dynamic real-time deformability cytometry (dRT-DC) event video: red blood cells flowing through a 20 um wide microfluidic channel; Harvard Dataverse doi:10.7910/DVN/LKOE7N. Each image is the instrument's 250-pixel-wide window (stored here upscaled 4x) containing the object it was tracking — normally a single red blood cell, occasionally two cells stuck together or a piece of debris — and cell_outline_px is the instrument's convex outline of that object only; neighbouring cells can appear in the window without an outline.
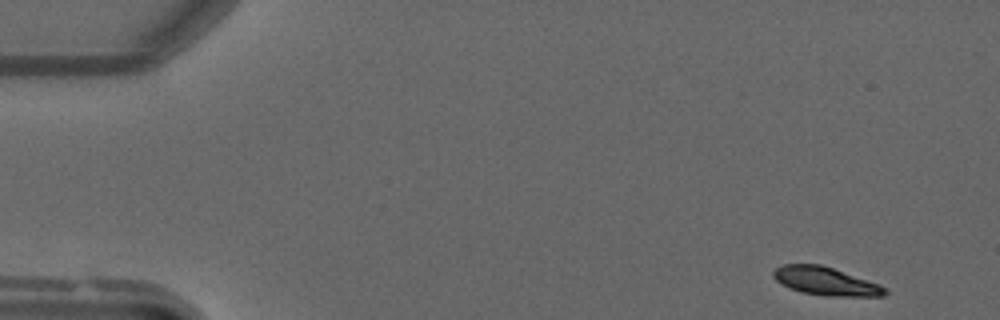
{"species": "common noctule bat (a hibernating species)", "species_latin": "Nyctalus noctula", "temperature_condition": "warm", "stored_images_in_passage": 10, "camera_frame_rate_fps": 3000, "um_per_image_px": 0.085, "animal": {"sex": "male", "forearm_length_mm": 52.5}, "frame": {"image": 1, "passage_image": 1, "time_ms": 0.0, "image_size_px": [1000, 320], "cell_outline_px": [[888, 292], [884, 296], [824, 296], [800, 292], [788, 288], [780, 284], [772, 276], [772, 272], [776, 268], [784, 264], [820, 264], [880, 284]], "centroid_in_image_um": [70.14, 23.91], "position_along_channel_um": 14.9, "area_um2": 18.38}}